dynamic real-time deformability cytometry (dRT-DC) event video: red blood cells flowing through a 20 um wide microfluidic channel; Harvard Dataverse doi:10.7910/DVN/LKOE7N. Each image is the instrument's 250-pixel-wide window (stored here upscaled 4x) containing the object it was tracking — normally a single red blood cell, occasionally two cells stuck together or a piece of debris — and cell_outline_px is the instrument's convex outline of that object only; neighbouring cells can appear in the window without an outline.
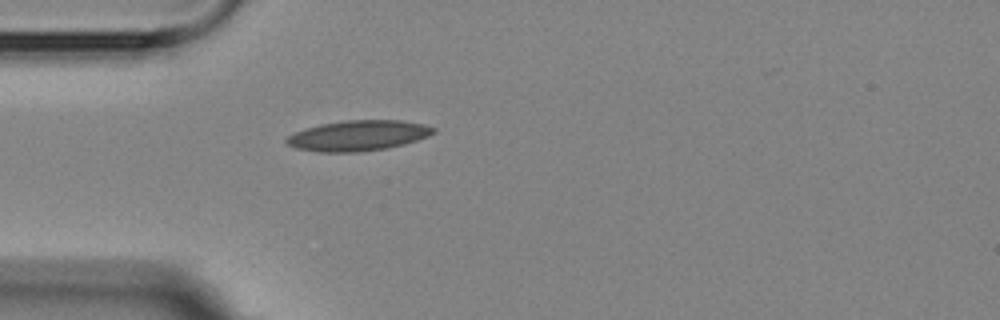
{"species": "Egyptian fruit bat (a non-hibernating species)", "species_latin": "Rousettus aegyptiacus", "temperature_condition": "room temperature", "stored_images_in_passage": 3, "camera_frame_rate_fps": 3000, "um_per_image_px": 0.085, "animal": {"sex": "female"}, "frame": {"image": 1, "passage_image": 3, "time_ms": 3.333, "image_size_px": [1000, 320], "cell_outline_px": [[436, 132], [428, 136], [404, 144], [388, 148], [360, 152], [316, 152], [296, 148], [288, 144], [284, 140], [288, 136], [304, 128], [320, 124], [344, 120], [400, 120], [424, 124], [436, 128]], "centroid_in_image_um": [30.44, 11.52], "position_along_channel_um": 54.6, "area_um2": 26.18}}